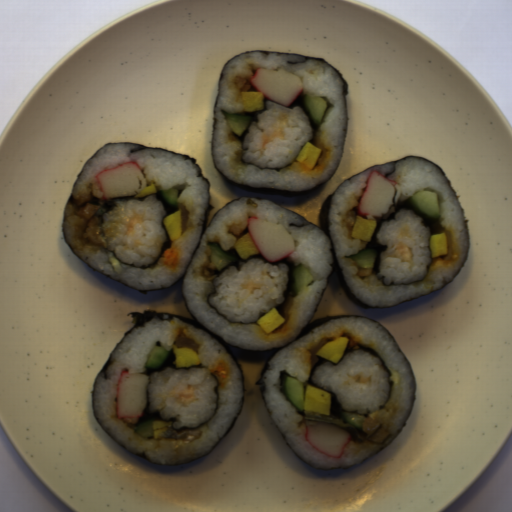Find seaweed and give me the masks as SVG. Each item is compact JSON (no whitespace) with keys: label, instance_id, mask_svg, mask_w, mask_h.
<instances>
[{"label":"seaweed","instance_id":"1","mask_svg":"<svg viewBox=\"0 0 512 512\" xmlns=\"http://www.w3.org/2000/svg\"><path fill=\"white\" fill-rule=\"evenodd\" d=\"M256 59L259 63L263 64L267 68H276L278 66H283L289 71L295 73L296 75L300 76L304 89L302 93L299 95V97L293 102V104L290 107L287 108H293V107H300L303 112L307 115L310 126L312 128L313 137L309 142L314 144L315 146L319 147L321 150L320 155L317 159L315 167L311 170L308 167H306L304 164L299 163L296 161H293L289 164L282 165L279 167H261L258 165H255L254 163H246L244 162L243 156L246 151H248V147L244 145L245 137L249 134V126L252 124L259 123L258 116L260 113L266 110L267 108V101L264 97V108L263 110H257L252 112H245L242 102H235L232 90L229 85V77L233 74L239 73L243 71L247 65L244 61L246 58ZM315 94L326 101H328L327 109L324 115V118L322 120L321 125H316L310 118L303 102V96L306 93ZM349 94V84L346 81V79L342 76V74L339 72L338 68L332 65L330 62L325 60L324 58L320 57H314V56H307L303 54H295V53H288V52H275V51H251V52H245V53H239L227 60V62L224 64L221 74H220V80H219V92L216 97V100L213 104V124H212V140H211V158L214 163V166L219 174L223 175L226 183L228 184L229 188L233 191V193L241 197L243 199H255V200H264L268 203H271L277 207H280L288 212H291L305 220H307L313 227L321 231L327 238L329 243V251L331 260L329 262L330 265V273L327 276L326 284L321 292V295L319 297V300L317 302V305L315 307V310L313 312V315L311 319L301 328L297 336L294 340L270 349V350H250L247 348L240 347L238 345H235L223 338L221 334L218 332L212 330L208 326H206L203 322H201L196 315L191 311V309L188 306L185 292H184V285H185V279L187 276V271L189 266L191 265L193 261V257L195 252L200 248L202 239L206 235L208 229L210 228L212 222L214 221L216 215L218 214L217 211L214 213L211 221L208 223L210 213L213 209V203H212V191L210 187V182L207 177L203 175V171L201 167L196 163V158L191 157L189 155L180 154L178 152H174L171 150L163 149L160 147H148L143 144H139L136 142H107L106 144H135V148L132 151H139V150H157V151H165L173 155L181 156L184 159H188L192 162V164L197 169V176L201 177L203 180L207 181L209 185V196L208 200L205 204V210H204V220H203V227L201 231V236L198 245L196 246L195 250L193 251L191 258L189 260L186 273L184 276L170 284L169 286H163V287H157V288H151V289H137L131 284H128L126 282H123L121 280H118L114 278L113 276L107 274L104 271L98 270L93 265L88 263L86 260L78 256L74 253L68 239L66 238L64 234V217H65V211L67 208L68 203H71L74 199L72 193L73 189L83 171L86 164L106 145H103L102 147L98 148L92 156L84 163L81 171L77 175L71 192L66 200V203L63 207V213H62V224H61V230L63 234V239L66 243V245L69 247V249L72 251L74 255H76L79 259H81L84 263H86L89 267H91L96 272L114 280L115 282L124 285L126 287H129L133 290H136L138 292H141L143 294L154 292V291H161L165 290L167 288H170L172 285L176 284L179 280L181 281V291H182V302L184 304V307L186 311L189 313V315L193 318L190 319L187 316H184L179 313H165V312H159L155 309H147L143 310V312L139 311H132L128 312L127 315L131 316L133 318L131 321L134 324L131 328H129L126 333L121 337V339L116 343V345L113 347V349L110 351L106 361L101 366V368L98 370L97 373H95V377L92 383L91 387V394H90V405H91V411L93 413V416L97 422V424L104 430V432L112 439L114 440L118 445H120L122 448H124L127 452L130 454L141 457L144 460L157 465H163V466H176V465H183L188 462H194L198 459H201L203 457H208L209 454L216 449V447L220 444V442L232 431L233 427L235 426L238 417L241 413V410L243 408L244 404V398H245V380L242 373V369L237 361V359H242L245 361H258L263 358H267L266 363L261 371V375L257 382L254 384L256 386H261V392L263 396V402L264 406L266 408V411L272 421V423L276 426V428L280 431L282 437L284 438L285 442L287 443L289 449L299 458L301 459L305 464H307L309 467H313L317 470H338V469H347L352 466H355L363 461H366L367 459L371 458L378 452L382 451L389 445H391L396 438L403 432L410 415L412 413V410L414 408L416 396H417V390H416V382H415V376L414 372L411 366V363L407 356L404 354L400 346L398 345L394 335L385 327L383 326L379 321L369 317V316H363V315H356V314H342V315H335L330 316L327 318H323L319 321L312 322L315 318L318 309L321 305V302L325 296L326 289L328 285L330 286L332 293L336 294L340 288L342 287L343 293L357 306L365 309H385V308H395L399 305H402L407 302H411L414 300H417L419 298H422L427 295H431L434 293H438L446 288H448L458 277L460 272L462 271L469 255H470V232H469V226H468V220L467 215L464 206L462 205L458 194L454 188V185L449 178V176L445 173V171L442 169L440 165L437 163L431 161L428 158H424L421 156H405L399 161H393V162H382L377 165H374L372 167H369L367 169L361 170L359 172L353 173L349 177H347L345 180L337 184L334 189L330 192V194L322 201L319 210H318V218H319V225L311 222L307 218L295 213L294 211L286 208V207H294L299 205H304L311 200L317 198L321 192L326 188V186L329 184L333 176L336 174L338 167L340 165V162L342 160V157L344 155L345 150V144H346V138H347V131H348V105H347V95ZM223 111L228 113H243L246 115H252L253 120L250 122L242 136H238L235 134V132L232 130V128L229 126ZM422 158L424 160L430 161L433 163L436 167H438L448 178L450 185L453 189V192L461 206L464 223L466 227V232L468 236V253L460 267V269L457 271V273L453 276V278L449 281H446L443 283L441 289L434 290L431 292L423 293L411 298H408L406 300H403L401 302H398L396 304H387V305H371L369 303H366L364 301H361L352 291L350 288L347 279L344 275V270L341 265L338 264L337 260V252L336 247L334 244V241L332 239L331 233H330V220H329V212H330V205L332 198L335 194V192L339 189V187L346 182L349 178L354 177L356 175H359L361 173H364L368 170H370L373 167L377 166H389L391 170L383 173L386 176L391 175L395 171V167L398 162L404 161L408 158ZM157 317L159 319L163 320H172L173 318H178L198 329H201L203 331L208 332L215 340H217L227 351V353L230 355V357L233 359L237 367L241 371V380H242V396H241V404L231 421L229 427L227 428L226 432L223 434V436L218 440V442L215 444V446L212 448L209 454L203 455L201 457L191 459L188 461H184L181 463H163L154 459H151L148 457L145 453L142 451H132L130 448H128L124 443H122L118 438H116L110 428L105 426L101 423L96 410H95V404H94V395H95V386H96V380L97 377L104 376V378L109 377V373L107 369L113 364V355L116 352V350L119 348L123 340L127 337L129 333L136 329L143 328L147 322H149L152 318ZM357 318V319H366L369 321L376 322L383 331L395 342L396 346L398 347L399 351L401 352L402 356L404 357L405 361L407 362L409 366V378H410V392H411V398L412 403L409 409L408 416L406 420L404 421L403 425L399 429L398 433L389 440L382 448L377 450L375 453L370 455L369 457L361 460L360 462L354 464V465H348V466H342V467H323V466H312L302 458H300L297 453L294 451V449L291 447V445L288 443L287 439L283 435L282 431L280 430L279 426L275 422L272 413L269 408V404L267 401V398L265 396L266 393V384H265V378L264 374L267 372L270 368L269 361L282 349L287 347L288 345L302 339L306 335L312 334L313 329L316 327L323 325L327 322H329L332 319H338V318Z\"/></svg>","mask_w":512,"mask_h":512},{"label":"seaweed","instance_id":"2","mask_svg":"<svg viewBox=\"0 0 512 512\" xmlns=\"http://www.w3.org/2000/svg\"><path fill=\"white\" fill-rule=\"evenodd\" d=\"M412 196L413 195H406L405 193H399L397 202L390 205V208L394 207V210L391 215H389L388 217H384L383 215L381 217L373 216V218H372V219H376L377 226L373 232V235H372L370 241H365L364 249L377 250L376 257H375V263H374L373 267L370 268V270H371V273L378 279V281H380L382 283V285L410 286L415 283L421 282L429 274L430 266L433 262V257H434L430 253V264L425 265L426 273L420 280L413 281L411 283H397L392 280V282L390 284H387L385 282L386 275L379 274L381 272L382 252L387 251L389 248L388 245L384 244L383 242H380V240L378 238L379 232H380L381 227L384 222H390L394 219H397V213H399L400 210H408V211H412L415 215H417L421 218V220H422L421 225H423L425 228L429 229L431 236L434 234H437V233H441L442 231H445V226L443 225V223H444L443 215L441 214L439 219H431V218L425 217L417 207L410 204V199Z\"/></svg>","mask_w":512,"mask_h":512},{"label":"seaweed","instance_id":"3","mask_svg":"<svg viewBox=\"0 0 512 512\" xmlns=\"http://www.w3.org/2000/svg\"><path fill=\"white\" fill-rule=\"evenodd\" d=\"M357 350H361V351L367 353L368 355H370L374 358H377L380 361L381 369L383 371L387 372V382L389 383V389H388V392H387L385 398L381 402V404L378 405L379 410L385 409L386 405L390 402L392 395L394 393L395 381L391 378L394 374H393L392 370L386 365L383 357L373 348V346L371 344H365V343H361V342L347 344V346L344 350L343 356L338 364H334L330 360L318 355L316 361L313 363V365L311 366V368L309 370L306 380L303 382L305 391H306L307 385L311 384L313 386H316V387L323 389V390L327 391L328 393H330L331 409H330V413H329V415H327V417H330L332 419H335L337 421H340L342 423L349 424V425H352V424H350L349 422H347L344 419V417L342 415L343 411L357 412V413H360L367 417L374 410H370V409L366 408L365 411H359V409H357V408H344L340 402L338 395L334 391V389H332L331 387H327V386H323L318 383H315L313 381L312 377H313L314 372L316 371V369L319 366L323 365L326 362H329L332 366H335V367L339 366L344 359L345 353L355 352Z\"/></svg>","mask_w":512,"mask_h":512},{"label":"seaweed","instance_id":"4","mask_svg":"<svg viewBox=\"0 0 512 512\" xmlns=\"http://www.w3.org/2000/svg\"><path fill=\"white\" fill-rule=\"evenodd\" d=\"M225 251L230 256H233V257L237 258L238 262H233V263L225 266L222 270H219L218 268L215 267V275H214V278L211 279V282H212V284L214 286V289H213L212 293L208 295V297H207V299L205 301L207 306L210 307L213 311H215L217 313L218 316L222 317L227 323H229L231 325H258V323H257L258 319L260 317H262L265 313H268V312L259 311L257 319L252 320L250 322L232 321L226 315L222 314L218 308H216L213 304H211L210 301H209V298H210V296L212 294H216L217 288L220 287L223 284V283L215 284V280L217 278H219L223 273H225L229 268L235 267L237 272H241L243 266L248 261L253 260V259H259L264 264H267L269 266L270 265H285L287 267V269H288V272H287V283H286V286H285V290L283 291V294H282V297H283L284 301H282V302H274V305H273V308H276L279 311V313L282 315L284 310H285V307H286L287 303L289 302V300L292 298V296L295 293L293 291V287H294L293 270H294L296 265L293 263V261L291 259H288V258L285 257V258L281 259L280 261H278L276 263H271L268 260H266L259 251H258L257 254L250 255L248 258L244 259V258H242L241 256L238 255V253H237V251L235 249V245L231 246L229 248H226Z\"/></svg>","mask_w":512,"mask_h":512},{"label":"seaweed","instance_id":"5","mask_svg":"<svg viewBox=\"0 0 512 512\" xmlns=\"http://www.w3.org/2000/svg\"><path fill=\"white\" fill-rule=\"evenodd\" d=\"M135 195H131V196H124V197H115V198H112V199H106L105 203L102 205L105 207V212L103 214H101L99 217L102 221V226L105 222L104 220V216L105 214H108L110 213L114 208H116L118 205L115 203V201H129V200H132V199H136L138 201H145L147 198L151 197V196H154L155 199H157L162 207L164 208L165 210V214H163L162 218L160 219V228L162 230H164V233H165V238H164V241L162 242L161 246H160V249H159V253H158V256L156 257V259L151 262L150 264L148 265H144V266H136L134 265L133 263H126L124 262L121 258L118 259L120 261V264L121 265H128V266H131L133 268H138V269H141V270H146V269H150V268H154V267H157L158 264H159V260L161 258H163V253L164 251L168 248V247H173V242H172V239L169 238V235H168V232H167V229L166 227L164 226L163 224V220L166 216H168L169 214L173 213L174 211H176L177 209H179V206H178V203L176 202L175 205H170L168 204L162 197V195L160 194L159 191H156L155 194H150L146 197H143V198H135L134 197Z\"/></svg>","mask_w":512,"mask_h":512},{"label":"seaweed","instance_id":"6","mask_svg":"<svg viewBox=\"0 0 512 512\" xmlns=\"http://www.w3.org/2000/svg\"><path fill=\"white\" fill-rule=\"evenodd\" d=\"M214 391H215V393L217 395V406H216V409H215L213 415L209 419L203 421L202 423H200L197 426H179L178 428H174V424L176 422H178V418H177L176 415H172L169 418H163L159 408H156V409L151 411L149 385L147 383V387H146V405H145L141 415L137 419L136 424H139V423H141V422H143L145 420H149L151 422H152V420H166V421L171 422V426L170 427L172 429H174L176 432H178L181 429H189V430H191V429H194V428H197V427H201L202 425H205L206 423L211 421L215 417V414L218 411V407H219V384L215 387Z\"/></svg>","mask_w":512,"mask_h":512},{"label":"seaweed","instance_id":"7","mask_svg":"<svg viewBox=\"0 0 512 512\" xmlns=\"http://www.w3.org/2000/svg\"><path fill=\"white\" fill-rule=\"evenodd\" d=\"M176 360V355L174 353L173 350H169V356L168 358L165 360V362L160 366L158 367L157 369H150V368H146L142 373L147 375L149 374H154V373H158V372H162L164 371L165 369H177V368H180V367H175L173 362Z\"/></svg>","mask_w":512,"mask_h":512}]
</instances>
